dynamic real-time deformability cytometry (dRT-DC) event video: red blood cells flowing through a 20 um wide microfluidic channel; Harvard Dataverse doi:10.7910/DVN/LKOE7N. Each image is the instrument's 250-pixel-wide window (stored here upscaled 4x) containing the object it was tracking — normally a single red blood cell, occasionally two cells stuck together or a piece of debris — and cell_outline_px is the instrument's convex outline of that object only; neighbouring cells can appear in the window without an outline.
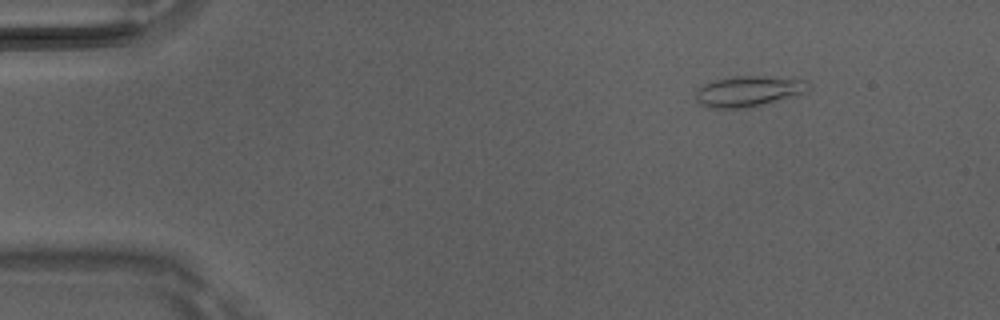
{"species": "Egyptian fruit bat (a non-hibernating species)", "species_latin": "Rousettus aegyptiacus", "temperature_condition": "room temperature", "stored_images_in_passage": 5, "camera_frame_rate_fps": 3000, "um_per_image_px": 0.085, "animal": {"sex": "male"}, "frame": {"image": 1, "passage_image": 1, "time_ms": 0.0, "image_size_px": [1000, 320], "cell_outline_px": [[808, 84], [804, 92], [796, 96], [748, 108], [712, 108], [700, 104], [696, 100], [696, 92], [704, 84], [716, 80], [732, 76], [760, 76], [804, 80]], "centroid_in_image_um": [63.58, 7.77], "position_along_channel_um": 21.4, "area_um2": 19.83}}